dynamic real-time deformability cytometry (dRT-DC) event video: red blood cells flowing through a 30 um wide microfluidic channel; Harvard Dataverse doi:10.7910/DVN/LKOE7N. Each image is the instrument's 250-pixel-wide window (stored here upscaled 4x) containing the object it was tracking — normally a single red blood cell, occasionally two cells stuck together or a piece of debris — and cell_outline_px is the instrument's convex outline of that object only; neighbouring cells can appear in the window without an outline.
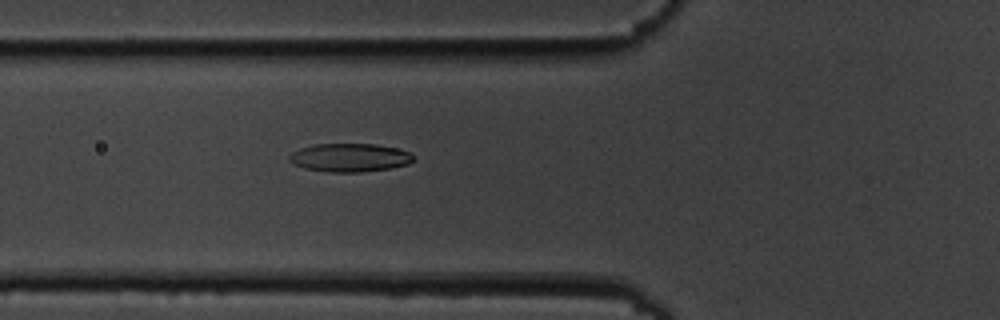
{"species": "common noctule bat (a hibernating species)", "species_latin": "Nyctalus noctula", "temperature_condition": "cold", "stored_images_in_passage": 3, "camera_frame_rate_fps": 3000, "um_per_image_px": 0.085, "animal": {"sex": "male", "body_mass_g": 19.5, "forearm_length_mm": 54.6}, "frame": {"image": 1, "passage_image": 3, "time_ms": 2.0, "image_size_px": [1000, 320], "cell_outline_px": [[416, 156], [408, 164], [388, 168], [360, 172], [328, 172], [304, 168], [288, 160], [288, 156], [292, 152], [300, 148], [312, 144], [376, 144], [396, 148], [408, 152]], "centroid_in_image_um": [29.7, 13.39], "position_along_channel_um": 96.1, "area_um2": 20.46}}